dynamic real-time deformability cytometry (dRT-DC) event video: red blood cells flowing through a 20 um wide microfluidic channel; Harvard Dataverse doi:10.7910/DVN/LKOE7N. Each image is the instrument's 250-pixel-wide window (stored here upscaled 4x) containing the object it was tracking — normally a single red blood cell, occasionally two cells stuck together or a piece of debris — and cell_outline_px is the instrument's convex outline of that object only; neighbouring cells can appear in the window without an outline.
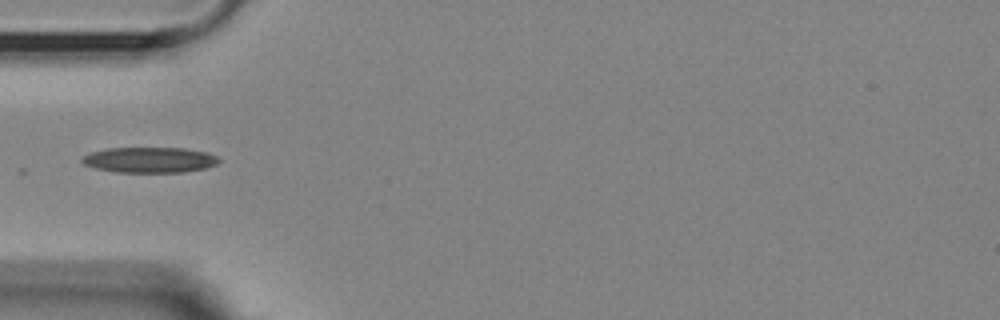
{"species": "Egyptian fruit bat (a non-hibernating species)", "species_latin": "Rousettus aegyptiacus", "temperature_condition": "room temperature", "stored_images_in_passage": 39, "camera_frame_rate_fps": 3000, "um_per_image_px": 0.085, "animal": {"sex": "female"}, "frame": {"image": 1, "passage_image": 1, "time_ms": 0.0, "image_size_px": [1000, 320], "cell_outline_px": [[220, 160], [216, 164], [204, 168], [184, 172], [116, 172], [96, 168], [84, 164], [80, 160], [84, 156], [92, 152], [108, 148], [184, 148], [208, 152], [216, 156]], "centroid_in_image_um": [12.73, 13.59], "position_along_channel_um": 72.3, "area_um2": 20.23}}
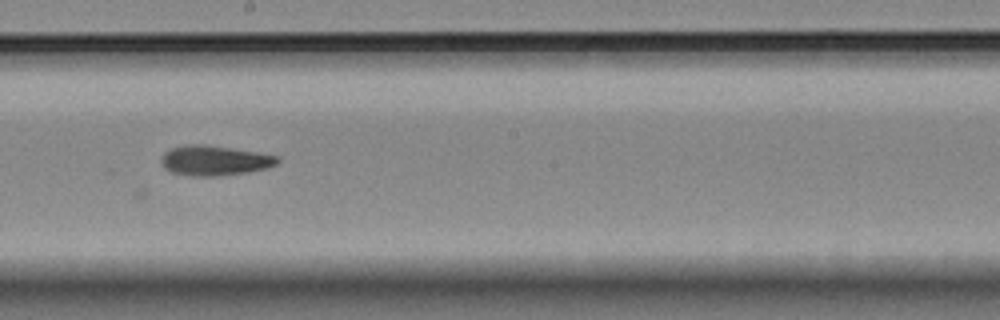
{"frame": {"image": 2, "passage_image": 14, "time_ms": 4.333, "image_size_px": [1000, 320], "cell_outline_px": [[280, 160], [276, 164], [268, 168], [248, 172], [216, 176], [192, 176], [172, 172], [164, 168], [160, 160], [164, 152], [172, 148], [188, 144], [204, 144], [256, 152], [276, 156]], "centroid_in_image_um": [18.21, 13.65], "position_along_channel_um": 230.0, "area_um2": 20.17}}
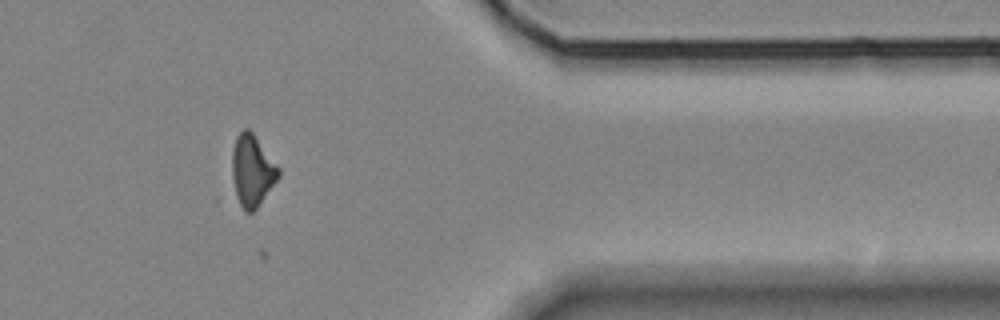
{"frame": {"image": 3, "passage_image": 29, "time_ms": 9.333, "image_size_px": [1000, 320], "cell_outline_px": [[280, 176], [256, 208], [252, 212], [244, 212], [232, 196], [232, 148], [236, 136], [244, 128], [248, 128], [252, 132], [280, 168]], "centroid_in_image_um": [21.39, 14.54], "position_along_channel_um": 390.0, "area_um2": 19.77}}